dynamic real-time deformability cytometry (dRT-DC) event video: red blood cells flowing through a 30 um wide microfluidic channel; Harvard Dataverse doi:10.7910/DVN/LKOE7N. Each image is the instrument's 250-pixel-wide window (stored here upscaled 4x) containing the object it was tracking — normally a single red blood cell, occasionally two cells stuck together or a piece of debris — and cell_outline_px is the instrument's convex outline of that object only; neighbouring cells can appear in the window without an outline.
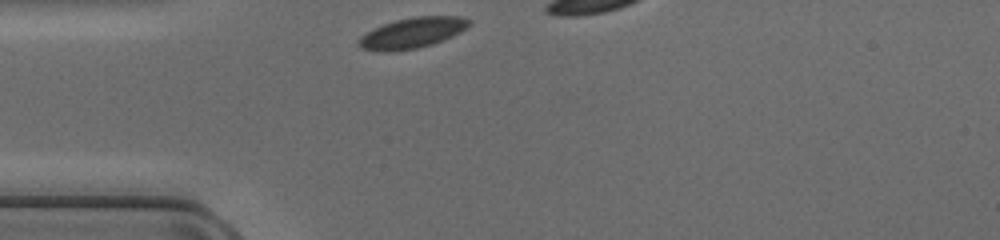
{"species": "common noctule bat (a hibernating species)", "species_latin": "Nyctalus noctula", "temperature_condition": "cold", "stored_images_in_passage": 8, "camera_frame_rate_fps": 3000, "um_per_image_px": 0.085, "animal": {"sex": "female", "body_mass_g": 17.0, "forearm_length_mm": 48.0}, "frame": {"image": 1, "passage_image": 1, "time_ms": 0.0, "image_size_px": [1000, 240], "cell_outline_px": [[472, 20], [460, 32], [444, 40], [432, 44], [416, 48], [388, 52], [384, 52], [360, 48], [356, 44], [356, 40], [360, 36], [372, 28], [396, 20], [416, 16], [456, 16]], "centroid_in_image_um": [34.97, 2.8], "position_along_channel_um": 50.0, "area_um2": 19.65}}
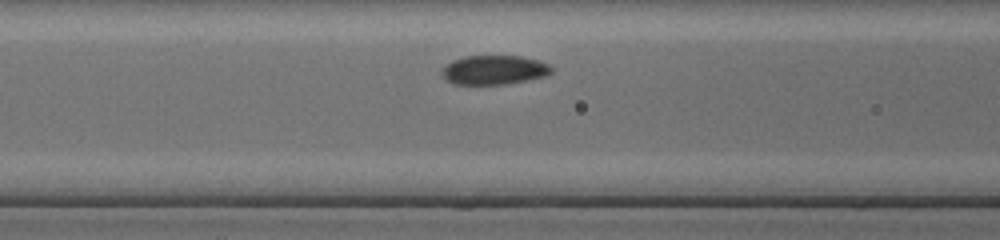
{"frame": {"image": 2, "passage_image": 7, "time_ms": 2.0, "image_size_px": [1000, 240], "cell_outline_px": [[552, 72], [544, 76], [504, 84], [456, 84], [448, 80], [440, 72], [444, 64], [452, 60], [464, 56], [520, 56], [536, 60], [548, 64], [552, 68]], "centroid_in_image_um": [41.95, 5.93], "position_along_channel_um": 124.7, "area_um2": 18.44}}